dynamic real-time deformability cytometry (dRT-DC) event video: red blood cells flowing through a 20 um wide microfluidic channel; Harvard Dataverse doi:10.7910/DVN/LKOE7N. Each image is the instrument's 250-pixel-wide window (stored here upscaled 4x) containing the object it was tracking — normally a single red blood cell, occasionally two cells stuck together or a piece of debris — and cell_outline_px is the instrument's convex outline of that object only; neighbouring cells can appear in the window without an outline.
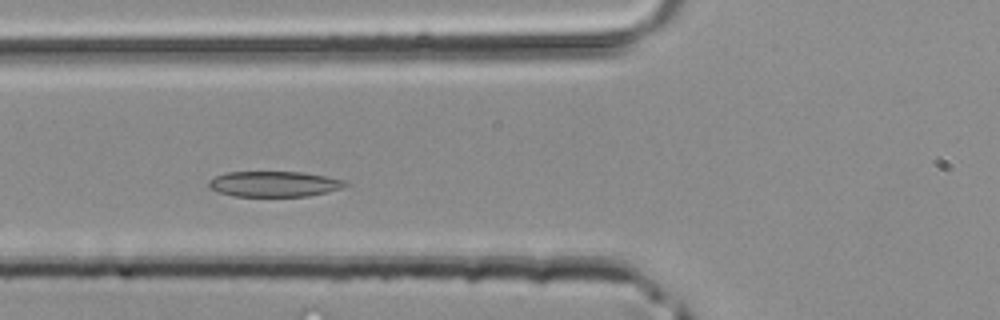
{"species": "common noctule bat (a hibernating species)", "species_latin": "Nyctalus noctula", "temperature_condition": "room temperature", "stored_images_in_passage": 31, "camera_frame_rate_fps": 3000, "um_per_image_px": 0.085, "animal": {"sex": "male", "body_mass_g": 20.4}, "frame": {"image": 1, "passage_image": 4, "time_ms": 1.0, "image_size_px": [1000, 320], "cell_outline_px": [[348, 184], [340, 188], [328, 192], [308, 196], [232, 196], [208, 188], [208, 180], [224, 172], [304, 172], [348, 180]], "centroid_in_image_um": [23.31, 15.63], "position_along_channel_um": 102.5, "area_um2": 20.46}}
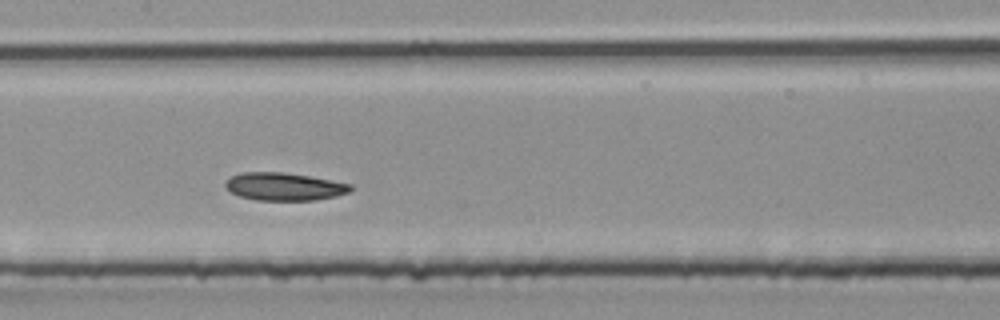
{"frame": {"image": 2, "passage_image": 9, "time_ms": 2.667, "image_size_px": [1000, 320], "cell_outline_px": [[352, 188], [348, 192], [336, 196], [316, 200], [256, 200], [240, 196], [232, 192], [224, 184], [232, 176], [240, 172], [284, 172], [308, 176], [352, 184]], "centroid_in_image_um": [24.16, 15.86], "position_along_channel_um": 183.2, "area_um2": 20.06}}
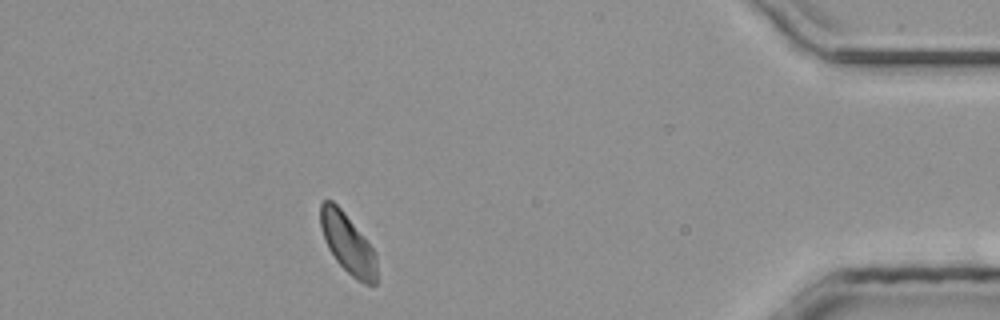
{"frame": {"image": 3, "passage_image": 26, "time_ms": 8.333, "image_size_px": [1000, 320], "cell_outline_px": [[376, 284], [364, 284], [356, 280], [336, 260], [328, 248], [324, 240], [320, 224], [320, 204], [324, 200], [332, 200], [344, 212], [376, 252]], "centroid_in_image_um": [29.55, 20.7], "position_along_channel_um": 405.7, "area_um2": 19.48}}